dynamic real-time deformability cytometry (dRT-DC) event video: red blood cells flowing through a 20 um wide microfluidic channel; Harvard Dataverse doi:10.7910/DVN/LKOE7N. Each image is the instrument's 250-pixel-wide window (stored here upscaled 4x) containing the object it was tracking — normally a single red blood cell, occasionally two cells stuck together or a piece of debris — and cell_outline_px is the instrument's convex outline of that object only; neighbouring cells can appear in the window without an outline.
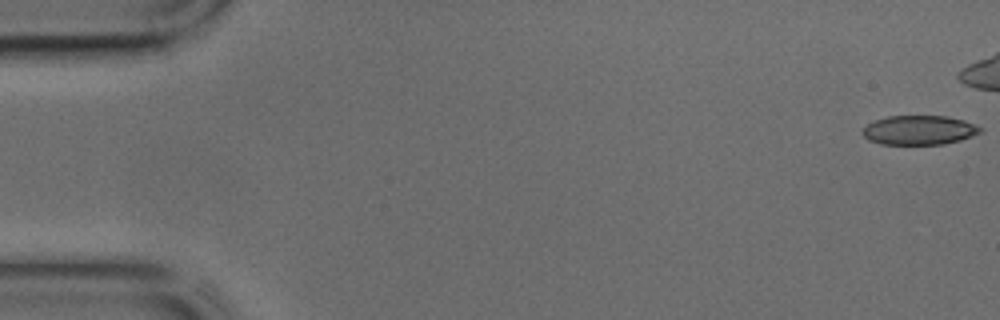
{"species": "common noctule bat (a hibernating species)", "species_latin": "Nyctalus noctula", "temperature_condition": "cold", "stored_images_in_passage": 36, "camera_frame_rate_fps": 3000, "um_per_image_px": 0.085, "animal": {"sex": "male", "body_mass_g": 17.9, "forearm_length_mm": 54.2}, "frame": {"image": 1, "passage_image": 1, "time_ms": 0.0, "image_size_px": [1000, 320], "cell_outline_px": [[984, 128], [980, 132], [972, 136], [960, 140], [944, 144], [880, 144], [868, 140], [864, 136], [864, 128], [868, 124], [876, 120], [888, 116], [948, 116], [964, 120], [976, 124]], "centroid_in_image_um": [78.18, 11.06], "position_along_channel_um": 6.8, "area_um2": 20.06}}
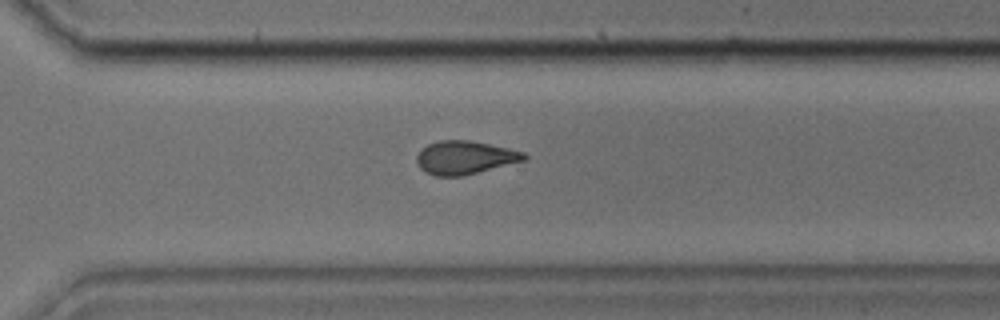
{"frame": {"image": 2, "passage_image": 31, "time_ms": 10.0, "image_size_px": [1000, 320], "cell_outline_px": [[528, 160], [460, 176], [436, 176], [424, 172], [420, 168], [416, 160], [416, 156], [428, 144], [436, 140], [468, 140], [508, 148], [524, 152], [528, 156]], "centroid_in_image_um": [39.52, 13.39], "position_along_channel_um": 331.1, "area_um2": 20.81}}
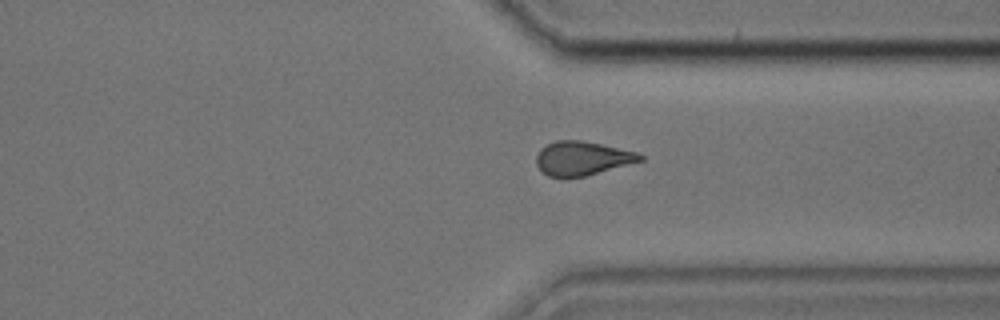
{"frame": {"image": 3, "passage_image": 33, "time_ms": 10.667, "image_size_px": [1000, 320], "cell_outline_px": [[644, 160], [584, 176], [548, 176], [540, 172], [536, 164], [536, 156], [540, 148], [556, 140], [580, 140], [600, 144], [636, 152], [644, 156]], "centroid_in_image_um": [49.45, 13.45], "position_along_channel_um": 362.0, "area_um2": 20.29}}